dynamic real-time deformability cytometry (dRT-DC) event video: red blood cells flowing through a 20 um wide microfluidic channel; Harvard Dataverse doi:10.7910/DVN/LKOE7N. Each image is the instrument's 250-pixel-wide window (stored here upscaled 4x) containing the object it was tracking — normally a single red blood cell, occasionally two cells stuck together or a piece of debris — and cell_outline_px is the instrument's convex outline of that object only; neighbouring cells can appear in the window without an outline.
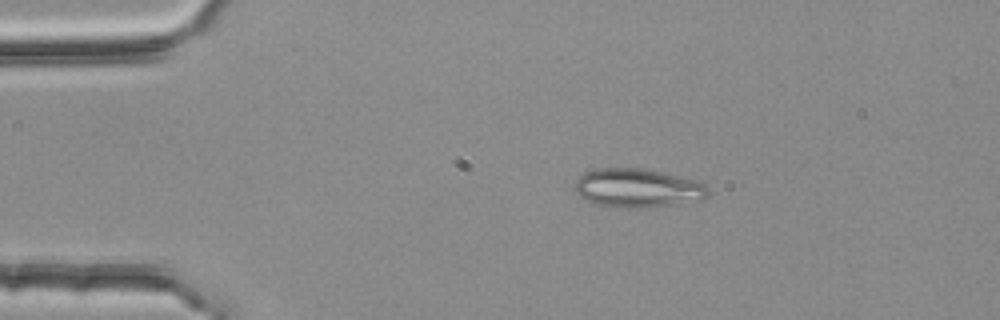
{"species": "common noctule bat (a hibernating species)", "species_latin": "Nyctalus noctula", "temperature_condition": "room temperature", "stored_images_in_passage": 46, "camera_frame_rate_fps": 3000, "um_per_image_px": 0.085, "animal": {"sex": "female", "body_mass_g": 25.1}, "frame": {"image": 1, "passage_image": 2, "time_ms": 0.333, "image_size_px": [1000, 320], "cell_outline_px": [[708, 196], [704, 200], [676, 204], [644, 208], [612, 208], [596, 204], [580, 196], [572, 188], [576, 180], [584, 172], [600, 168], [644, 168], [692, 180], [704, 184], [708, 188]], "centroid_in_image_um": [54.16, 16.0], "position_along_channel_um": 30.8, "area_um2": 30.29}}
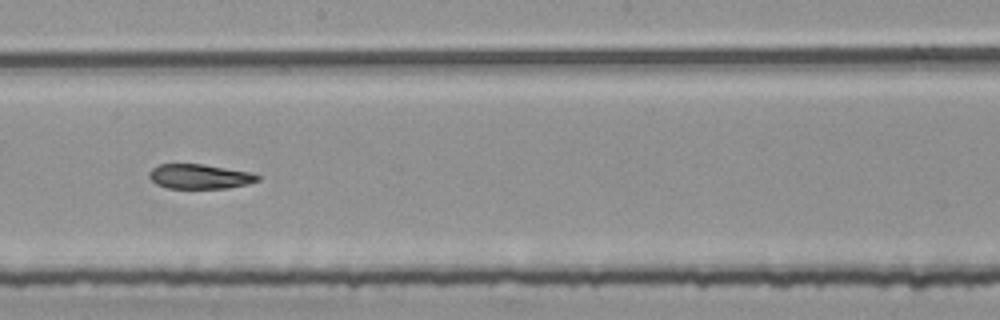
{"frame": {"image": 2, "passage_image": 22, "time_ms": 7.0, "image_size_px": [1000, 320], "cell_outline_px": [[260, 180], [248, 184], [228, 188], [168, 188], [156, 184], [148, 176], [148, 172], [152, 168], [160, 164], [204, 164], [252, 172], [260, 176]], "centroid_in_image_um": [16.99, 15.0], "position_along_channel_um": 231.2, "area_um2": 15.72}}
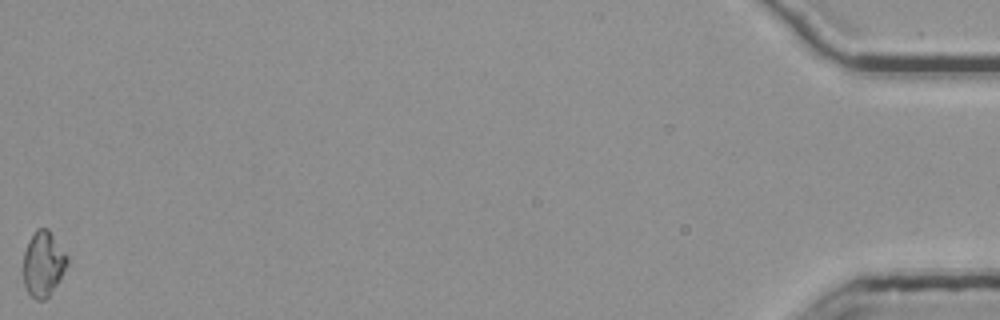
{"frame": {"image": 3, "passage_image": 46, "time_ms": 15.0, "image_size_px": [1000, 320], "cell_outline_px": [[68, 264], [60, 280], [48, 296], [44, 300], [36, 300], [28, 292], [24, 284], [20, 272], [20, 268], [24, 252], [28, 240], [36, 228], [48, 228], [68, 256]], "centroid_in_image_um": [3.63, 22.42], "position_along_channel_um": 431.6, "area_um2": 17.22}}